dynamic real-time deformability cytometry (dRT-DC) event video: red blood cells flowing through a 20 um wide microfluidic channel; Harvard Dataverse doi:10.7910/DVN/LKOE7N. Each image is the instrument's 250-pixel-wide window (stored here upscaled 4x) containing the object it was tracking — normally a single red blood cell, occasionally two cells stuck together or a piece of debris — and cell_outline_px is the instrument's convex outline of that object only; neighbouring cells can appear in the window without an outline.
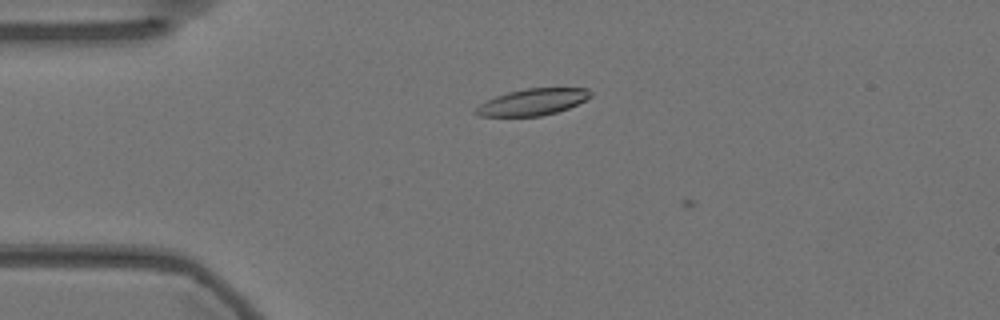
{"species": "Egyptian fruit bat (a non-hibernating species)", "species_latin": "Rousettus aegyptiacus", "temperature_condition": "warm", "stored_images_in_passage": 4, "camera_frame_rate_fps": 3000, "um_per_image_px": 0.085, "animal": {"sex": "female"}, "frame": {"image": 1, "passage_image": 3, "time_ms": 0.667, "image_size_px": [1000, 320], "cell_outline_px": [[592, 96], [568, 108], [556, 112], [540, 116], [480, 116], [472, 112], [480, 104], [496, 96], [508, 92], [528, 88], [588, 88], [592, 92]], "centroid_in_image_um": [45.27, 8.67], "position_along_channel_um": 39.7, "area_um2": 17.57}}